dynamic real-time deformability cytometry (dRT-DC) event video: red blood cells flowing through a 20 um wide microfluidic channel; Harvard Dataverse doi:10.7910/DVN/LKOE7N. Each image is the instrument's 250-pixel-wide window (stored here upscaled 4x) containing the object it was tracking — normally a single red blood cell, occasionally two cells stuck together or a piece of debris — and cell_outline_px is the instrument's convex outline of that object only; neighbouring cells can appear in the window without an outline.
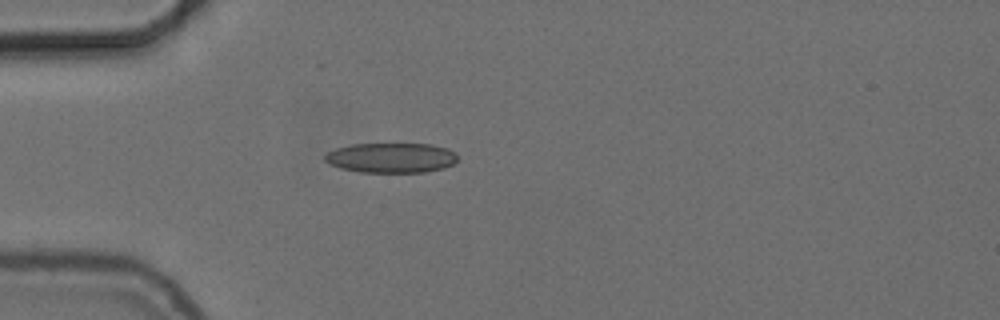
{"species": "common noctule bat (a hibernating species)", "species_latin": "Nyctalus noctula", "temperature_condition": "cold", "stored_images_in_passage": 40, "camera_frame_rate_fps": 3000, "um_per_image_px": 0.085, "animal": {"sex": "female", "body_mass_g": 24.6, "forearm_length_mm": 56.2}, "frame": {"image": 1, "passage_image": 1, "time_ms": 0.0, "image_size_px": [1000, 320], "cell_outline_px": [[460, 160], [444, 168], [424, 172], [360, 172], [340, 168], [328, 164], [324, 160], [324, 156], [328, 152], [336, 148], [352, 144], [432, 144], [448, 148], [456, 152]], "centroid_in_image_um": [33.28, 13.41], "position_along_channel_um": 51.7, "area_um2": 23.41}}
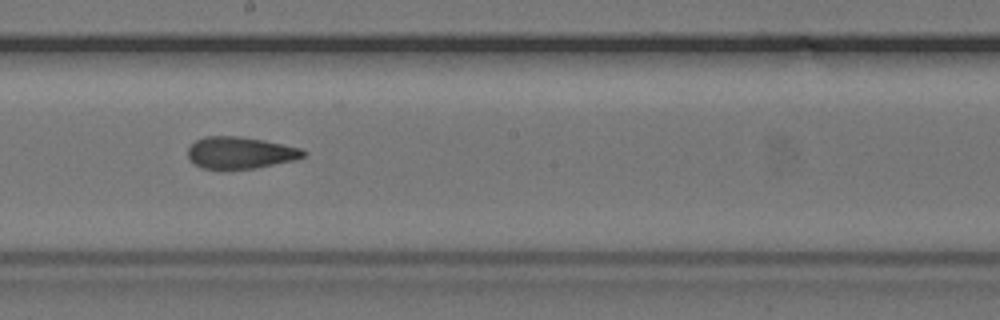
{"frame": {"image": 2, "passage_image": 16, "time_ms": 5.0, "image_size_px": [1000, 320], "cell_outline_px": [[308, 152], [304, 156], [296, 160], [256, 168], [224, 172], [200, 168], [192, 164], [188, 160], [188, 148], [196, 140], [204, 136], [236, 136], [264, 140], [300, 148]], "centroid_in_image_um": [20.36, 13.03], "position_along_channel_um": 227.8, "area_um2": 22.25}}
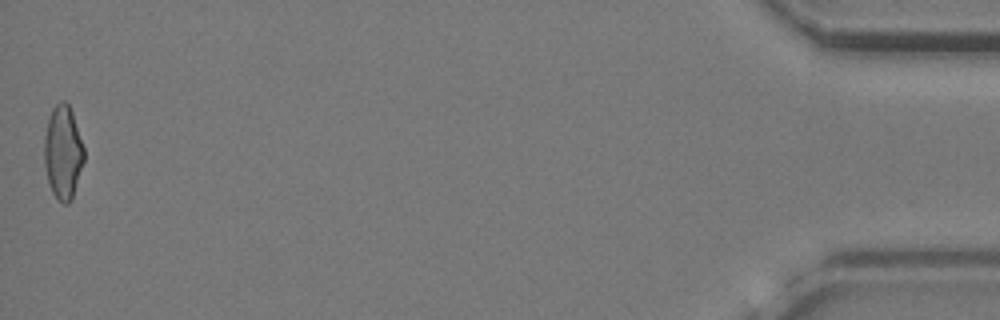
{"frame": {"image": 3, "passage_image": 40, "time_ms": 13.0, "image_size_px": [1000, 320], "cell_outline_px": [[84, 160], [72, 200], [68, 204], [64, 204], [52, 192], [48, 184], [44, 164], [44, 136], [48, 116], [52, 108], [60, 100], [64, 100], [68, 104], [72, 112], [84, 148]], "centroid_in_image_um": [5.34, 12.94], "position_along_channel_um": 429.9, "area_um2": 21.85}, "authors_computed_cell_mechanics": {"area_um2": 21.7039, "velocity_mm_per_s": 3.7349, "shape_relaxation_time_tau1_ms": null, "shape_relaxation_time_tau2_ms": 2.5543, "deformation_change_tau1": null, "deformation_change_tau2": 0.1128}}